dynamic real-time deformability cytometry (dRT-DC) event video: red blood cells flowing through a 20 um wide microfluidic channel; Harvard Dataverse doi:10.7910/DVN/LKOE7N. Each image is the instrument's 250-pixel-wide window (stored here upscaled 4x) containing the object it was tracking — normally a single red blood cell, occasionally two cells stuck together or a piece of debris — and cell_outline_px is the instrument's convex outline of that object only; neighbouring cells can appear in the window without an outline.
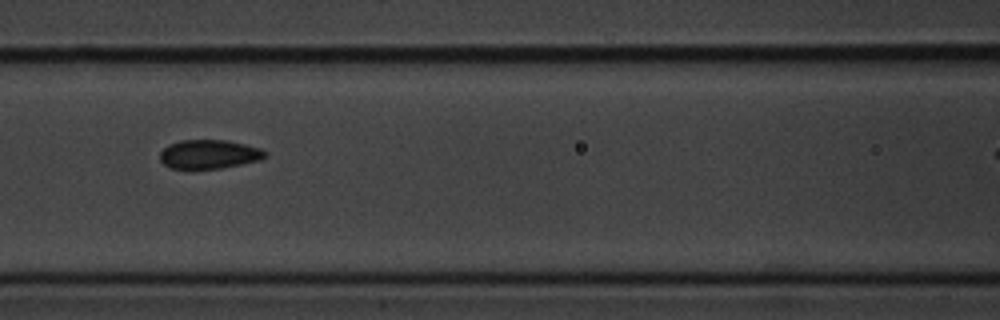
{"species": "common noctule bat (a hibernating species)", "species_latin": "Nyctalus noctula", "temperature_condition": "cold", "stored_images_in_passage": 17, "camera_frame_rate_fps": 3000, "um_per_image_px": 0.085, "animal": {"sex": "male", "body_mass_g": 20.1, "forearm_length_mm": 53.5}, "frame": {"image": 1, "passage_image": 7, "time_ms": 2.0, "image_size_px": [1000, 320], "cell_outline_px": [[268, 156], [260, 160], [220, 168], [188, 172], [172, 168], [164, 164], [160, 160], [160, 152], [168, 144], [180, 140], [228, 140], [260, 148], [268, 152]], "centroid_in_image_um": [17.74, 13.14], "position_along_channel_um": 148.9, "area_um2": 18.38}}
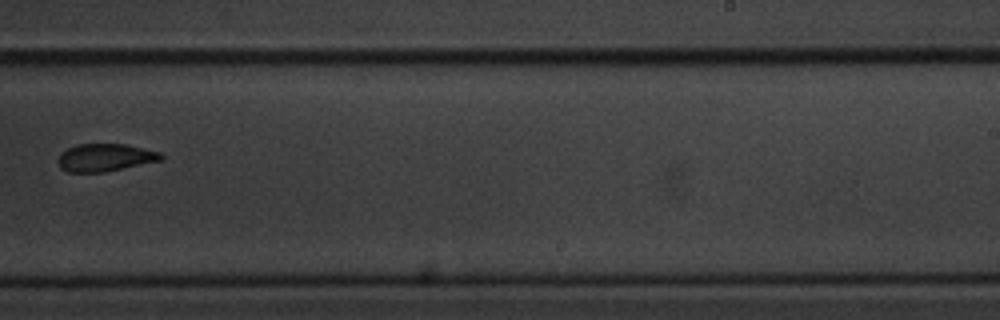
{"frame": {"image": 2, "passage_image": 11, "time_ms": 3.333, "image_size_px": [1000, 320], "cell_outline_px": [[164, 156], [160, 160], [104, 172], [68, 172], [60, 168], [56, 160], [60, 152], [76, 144], [128, 144], [160, 152]], "centroid_in_image_um": [8.88, 13.38], "position_along_channel_um": 280.1, "area_um2": 16.65}}
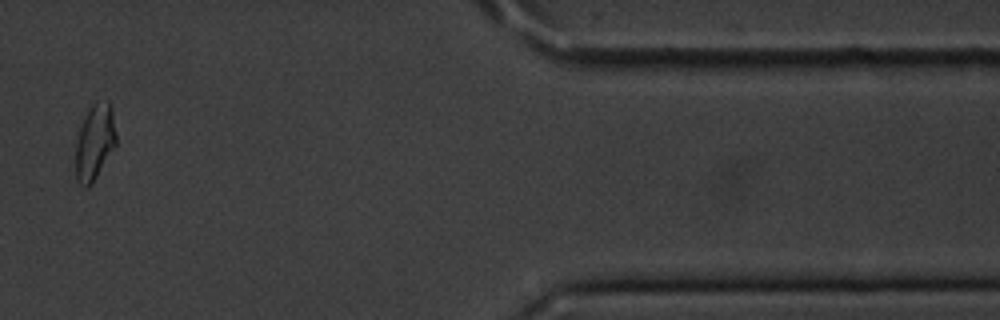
{"frame": {"image": 3, "passage_image": 15, "time_ms": 4.667, "image_size_px": [1000, 320], "cell_outline_px": [[116, 144], [92, 184], [88, 188], [84, 188], [76, 180], [76, 140], [80, 128], [92, 104], [96, 100], [108, 100], [112, 108], [116, 136]], "centroid_in_image_um": [8.05, 12.09], "position_along_channel_um": 403.3, "area_um2": 17.8}}